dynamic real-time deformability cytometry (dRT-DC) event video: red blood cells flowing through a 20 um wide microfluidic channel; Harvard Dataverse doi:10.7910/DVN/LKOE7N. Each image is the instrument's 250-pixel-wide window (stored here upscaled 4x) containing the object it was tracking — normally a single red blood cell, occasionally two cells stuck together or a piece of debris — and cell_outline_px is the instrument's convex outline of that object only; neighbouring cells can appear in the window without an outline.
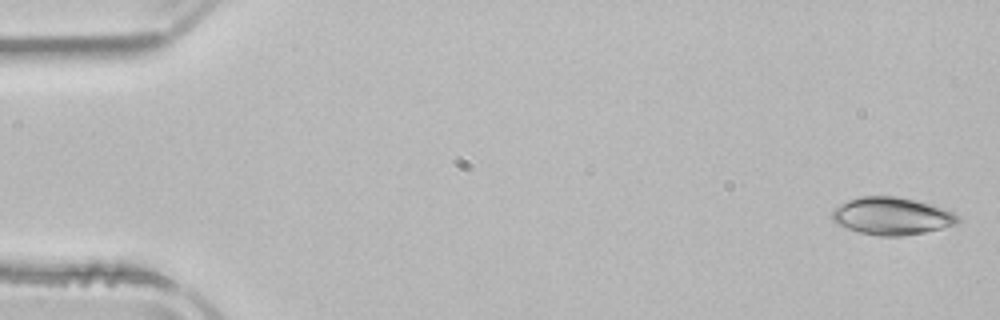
{"species": "common noctule bat (a hibernating species)", "species_latin": "Nyctalus noctula", "temperature_condition": "room temperature", "stored_images_in_passage": 51, "camera_frame_rate_fps": 3000, "um_per_image_px": 0.085, "animal": {"sex": "male", "body_mass_g": 21.5, "forearm_length_mm": 52.0}, "frame": {"image": 1, "passage_image": 1, "time_ms": 0.0, "image_size_px": [1000, 320], "cell_outline_px": [[960, 220], [956, 224], [924, 232], [900, 236], [880, 236], [860, 232], [836, 224], [832, 220], [832, 208], [848, 200], [860, 196], [896, 196], [928, 204], [952, 212], [960, 216]], "centroid_in_image_um": [75.75, 18.36], "position_along_channel_um": 9.3, "area_um2": 27.17}}
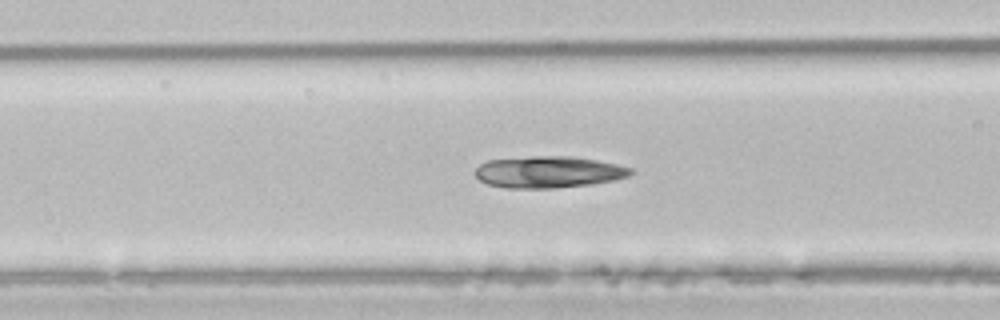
{"frame": {"image": 2, "passage_image": 20, "time_ms": 6.333, "image_size_px": [1000, 320], "cell_outline_px": [[636, 172], [628, 176], [616, 180], [592, 184], [552, 188], [504, 188], [488, 184], [480, 180], [476, 176], [476, 168], [480, 164], [488, 160], [532, 156], [572, 156], [596, 160], [616, 164], [632, 168]], "centroid_in_image_um": [46.65, 14.62], "position_along_channel_um": 119.9, "area_um2": 28.78}}
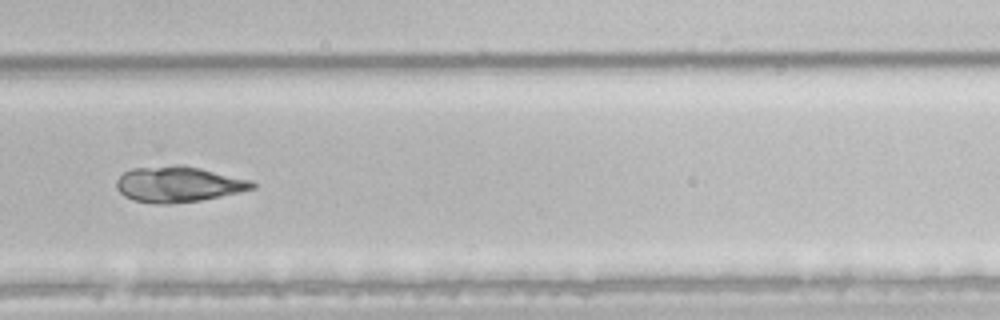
{"frame": {"image": 3, "passage_image": 35, "time_ms": 11.333, "image_size_px": [1000, 320], "cell_outline_px": [[256, 188], [240, 192], [200, 200], [168, 204], [152, 204], [132, 200], [124, 196], [116, 188], [116, 180], [124, 172], [132, 168], [176, 164], [200, 168], [252, 180], [256, 184]], "centroid_in_image_um": [15.14, 15.66], "position_along_channel_um": 314.7, "area_um2": 28.44}, "authors_computed_cell_mechanics": {"area_um2": 27.6284, "velocity_mm_per_s": 3.9002, "shape_relaxation_time_tau1_ms": null, "shape_relaxation_time_tau2_ms": 4.5085, "deformation_change_tau1": null, "deformation_change_tau2": 0.089}}